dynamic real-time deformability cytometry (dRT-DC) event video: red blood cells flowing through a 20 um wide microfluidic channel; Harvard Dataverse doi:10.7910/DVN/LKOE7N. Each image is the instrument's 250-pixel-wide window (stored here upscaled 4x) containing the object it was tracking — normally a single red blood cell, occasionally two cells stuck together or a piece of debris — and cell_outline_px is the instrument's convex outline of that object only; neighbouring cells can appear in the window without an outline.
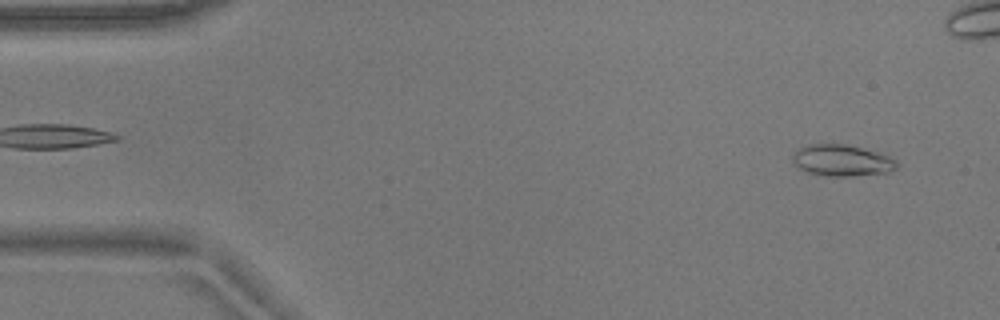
{"species": "common noctule bat (a hibernating species)", "species_latin": "Nyctalus noctula", "temperature_condition": "warm", "stored_images_in_passage": 13, "camera_frame_rate_fps": 3000, "um_per_image_px": 0.085, "animal": {"sex": "male", "body_mass_g": 17.9}, "frame": {"image": 1, "passage_image": 3, "time_ms": 0.667, "image_size_px": [1000, 320], "cell_outline_px": [[896, 168], [888, 172], [852, 176], [824, 176], [808, 172], [800, 168], [792, 160], [792, 156], [800, 148], [808, 144], [848, 144], [880, 152], [896, 160]], "centroid_in_image_um": [71.57, 13.63], "position_along_channel_um": 13.4, "area_um2": 19.02}}